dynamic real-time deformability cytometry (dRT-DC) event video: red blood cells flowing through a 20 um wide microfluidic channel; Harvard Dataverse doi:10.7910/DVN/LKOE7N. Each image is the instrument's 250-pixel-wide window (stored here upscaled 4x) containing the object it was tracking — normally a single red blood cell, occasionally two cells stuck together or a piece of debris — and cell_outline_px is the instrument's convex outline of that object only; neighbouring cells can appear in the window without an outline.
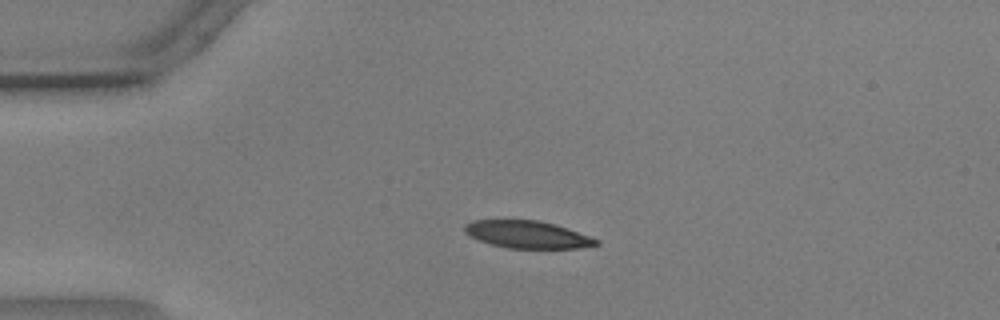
{"species": "common noctule bat (a hibernating species)", "species_latin": "Nyctalus noctula", "temperature_condition": "warm", "stored_images_in_passage": 56, "camera_frame_rate_fps": 3000, "um_per_image_px": 0.085, "animal": {"sex": "male", "body_mass_g": 17.9, "forearm_length_mm": 54.2}, "frame": {"image": 1, "passage_image": 13, "time_ms": 4.0, "image_size_px": [1000, 320], "cell_outline_px": [[600, 244], [580, 248], [508, 248], [492, 244], [480, 240], [464, 232], [464, 224], [472, 220], [540, 220], [556, 224], [568, 228], [600, 240]], "centroid_in_image_um": [44.86, 19.92], "position_along_channel_um": 40.1, "area_um2": 20.98}}
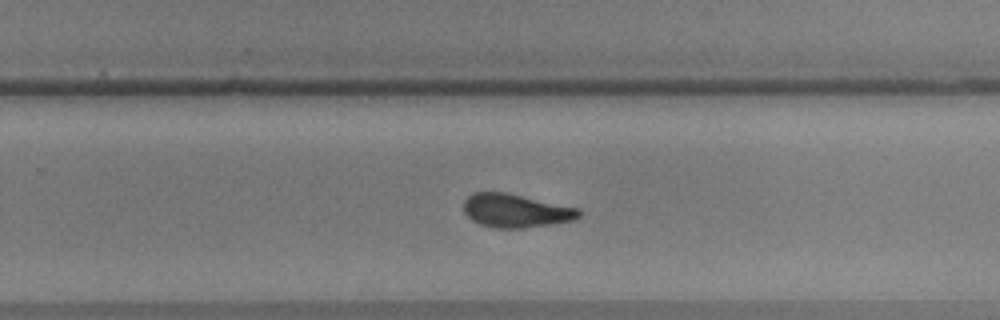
{"frame": {"image": 2, "passage_image": 36, "time_ms": 11.667, "image_size_px": [1000, 320], "cell_outline_px": [[580, 216], [572, 220], [524, 228], [496, 228], [480, 224], [472, 220], [464, 212], [464, 200], [472, 192], [504, 192], [580, 208]], "centroid_in_image_um": [43.81, 17.9], "position_along_channel_um": 286.0, "area_um2": 22.31}}
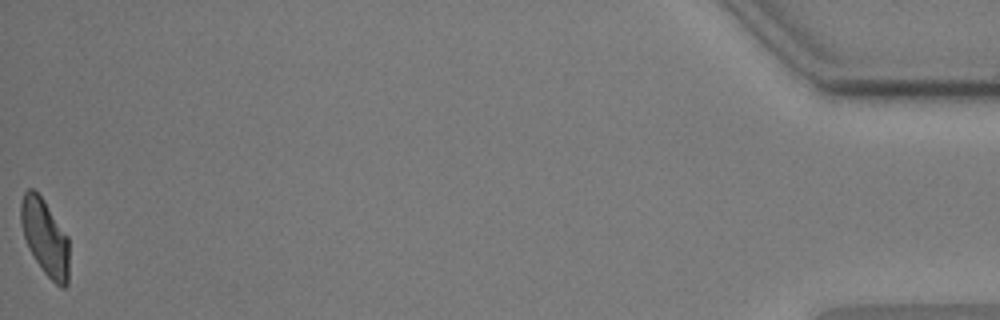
{"frame": {"image": 3, "passage_image": 56, "time_ms": 18.333, "image_size_px": [1000, 320], "cell_outline_px": [[68, 284], [64, 288], [60, 288], [44, 272], [28, 248], [20, 224], [20, 204], [24, 192], [28, 188], [32, 188], [44, 200], [68, 236]], "centroid_in_image_um": [3.82, 20.17], "position_along_channel_um": 431.4, "area_um2": 21.39}, "authors_computed_cell_mechanics": {"area_um2": 22.5709, "velocity_mm_per_s": 3.5826, "shape_relaxation_time_tau1_ms": 6.3051, "shape_relaxation_time_tau2_ms": 2.2719, "deformation_change_tau1": 0.172, "deformation_change_tau2": 0.096}}